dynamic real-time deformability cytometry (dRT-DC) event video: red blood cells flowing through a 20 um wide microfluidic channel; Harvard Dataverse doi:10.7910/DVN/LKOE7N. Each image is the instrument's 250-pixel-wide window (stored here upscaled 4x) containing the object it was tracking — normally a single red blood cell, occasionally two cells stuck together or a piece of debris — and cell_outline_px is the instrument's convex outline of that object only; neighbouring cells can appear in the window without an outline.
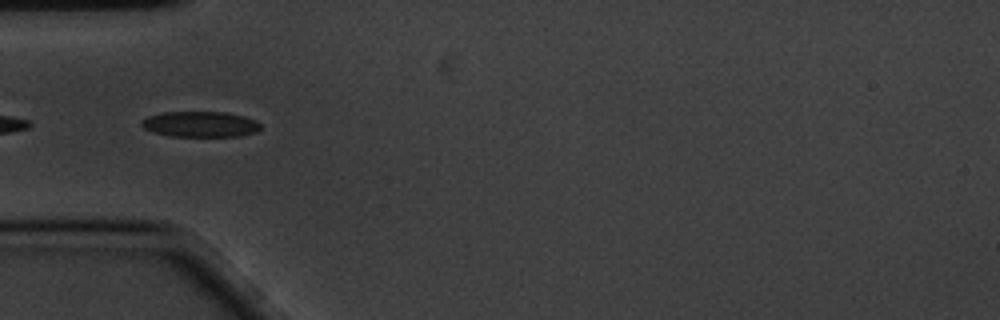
{"species": "common noctule bat (a hibernating species)", "species_latin": "Nyctalus noctula", "temperature_condition": "cold", "stored_images_in_passage": 11, "camera_frame_rate_fps": 3000, "um_per_image_px": 0.085, "animal": {"sex": "male", "body_mass_g": 20.1, "forearm_length_mm": 53.5}, "frame": {"image": 1, "passage_image": 2, "time_ms": 0.333, "image_size_px": [1000, 320], "cell_outline_px": [[260, 128], [256, 132], [240, 136], [172, 136], [152, 132], [144, 128], [140, 124], [140, 120], [148, 116], [164, 112], [224, 112], [244, 116], [256, 120], [260, 124]], "centroid_in_image_um": [17.01, 10.55], "position_along_channel_um": 68.0, "area_um2": 17.8}}
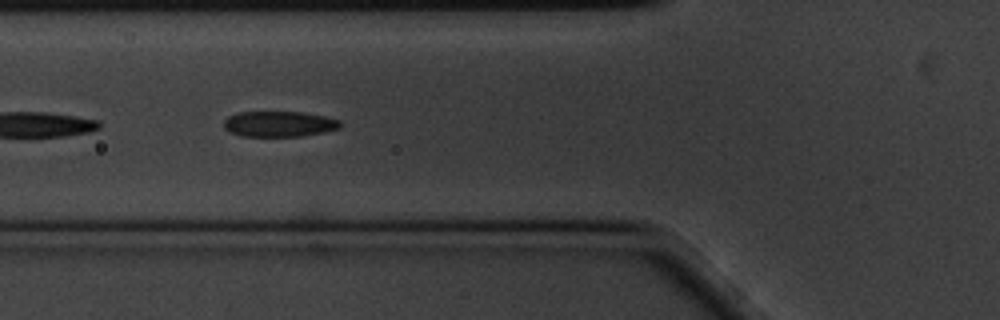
{"frame": {"image": 2, "passage_image": 5, "time_ms": 1.333, "image_size_px": [1000, 320], "cell_outline_px": [[340, 128], [324, 132], [300, 136], [240, 136], [228, 132], [224, 128], [224, 120], [228, 116], [236, 112], [300, 112], [324, 116], [340, 120]], "centroid_in_image_um": [23.68, 10.54], "position_along_channel_um": 102.1, "area_um2": 17.4}}